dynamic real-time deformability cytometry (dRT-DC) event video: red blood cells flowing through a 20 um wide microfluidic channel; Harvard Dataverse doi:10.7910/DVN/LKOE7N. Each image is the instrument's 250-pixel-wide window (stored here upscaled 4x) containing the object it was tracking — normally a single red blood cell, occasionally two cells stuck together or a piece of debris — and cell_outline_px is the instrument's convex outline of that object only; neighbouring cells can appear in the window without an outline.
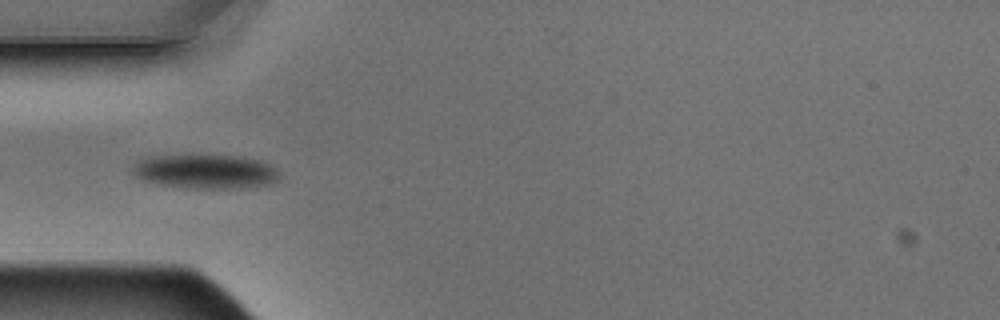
{"species": "Egyptian fruit bat (a non-hibernating species)", "species_latin": "Rousettus aegyptiacus", "temperature_condition": "warm", "stored_images_in_passage": 6, "camera_frame_rate_fps": 3000, "um_per_image_px": 0.085, "animal": {"sex": "male"}, "frame": {"image": 1, "passage_image": 5, "time_ms": 1.333, "image_size_px": [1000, 320], "cell_outline_px": [[280, 180], [268, 184], [244, 188], [188, 188], [156, 184], [140, 180], [132, 172], [132, 168], [140, 160], [148, 156], [244, 156], [260, 160], [272, 164], [280, 172]], "centroid_in_image_um": [17.52, 14.59], "position_along_channel_um": 67.5, "area_um2": 29.48}}
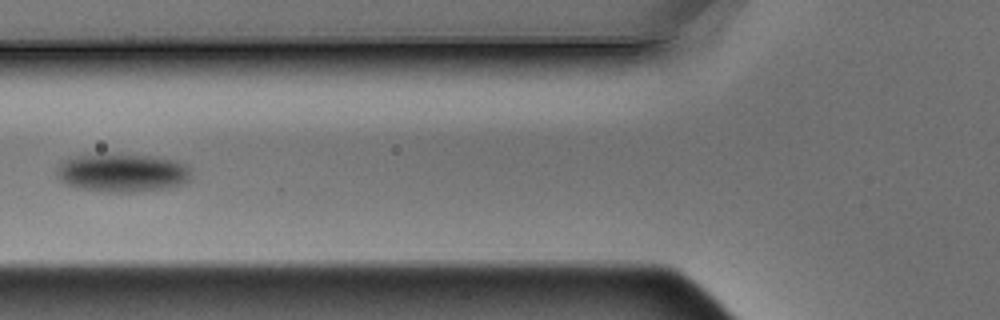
{"frame": {"image": 2, "passage_image": 6, "time_ms": 1.667, "image_size_px": [1000, 320], "cell_outline_px": [[188, 180], [184, 184], [168, 188], [128, 192], [108, 192], [76, 188], [64, 184], [56, 176], [56, 168], [64, 160], [76, 156], [156, 156], [176, 160], [188, 164]], "centroid_in_image_um": [10.38, 14.72], "position_along_channel_um": 115.4, "area_um2": 29.65}}